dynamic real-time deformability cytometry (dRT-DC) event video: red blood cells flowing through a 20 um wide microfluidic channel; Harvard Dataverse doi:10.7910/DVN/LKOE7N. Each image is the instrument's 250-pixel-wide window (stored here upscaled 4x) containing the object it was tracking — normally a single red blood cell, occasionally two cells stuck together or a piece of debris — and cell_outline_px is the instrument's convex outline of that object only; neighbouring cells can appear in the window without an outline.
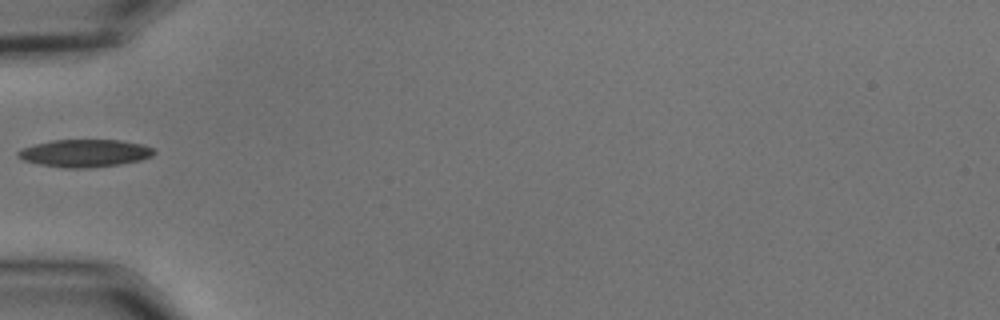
{"species": "common noctule bat (a hibernating species)", "species_latin": "Nyctalus noctula", "temperature_condition": "cold", "stored_images_in_passage": 7, "camera_frame_rate_fps": 3000, "um_per_image_px": 0.085, "animal": {"sex": "male", "body_mass_g": 15.6}, "frame": {"image": 1, "passage_image": 1, "time_ms": 0.0, "image_size_px": [1000, 320], "cell_outline_px": [[156, 152], [152, 156], [140, 160], [120, 164], [92, 168], [64, 168], [40, 164], [24, 160], [16, 156], [16, 152], [20, 148], [52, 140], [120, 140], [144, 144], [152, 148]], "centroid_in_image_um": [7.2, 13.02], "position_along_channel_um": 77.8, "area_um2": 21.96}}